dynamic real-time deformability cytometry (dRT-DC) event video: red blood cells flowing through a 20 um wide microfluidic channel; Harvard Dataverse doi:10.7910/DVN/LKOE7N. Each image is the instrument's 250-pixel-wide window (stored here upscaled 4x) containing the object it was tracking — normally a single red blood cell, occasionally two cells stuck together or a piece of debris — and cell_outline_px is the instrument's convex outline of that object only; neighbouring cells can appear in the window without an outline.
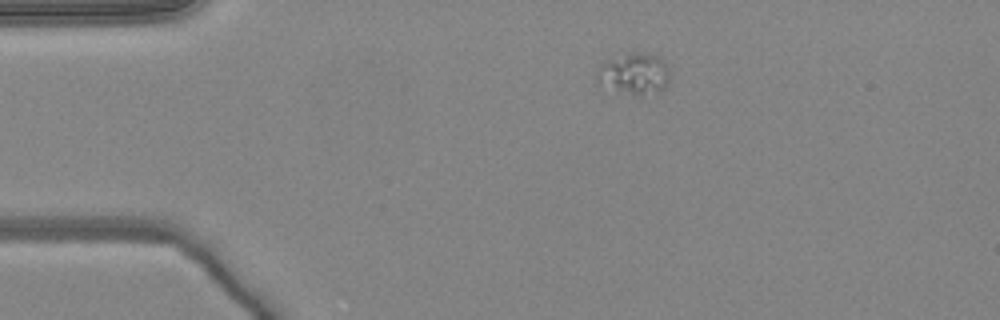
{"species": "common noctule bat (a hibernating species)", "species_latin": "Nyctalus noctula", "temperature_condition": "warm", "stored_images_in_passage": 42, "camera_frame_rate_fps": 3000, "um_per_image_px": 0.085, "animal": {"sex": "female", "body_mass_g": 24.6, "forearm_length_mm": 56.2}, "frame": {"image": 1, "passage_image": 1, "time_ms": 0.0, "image_size_px": [1000, 320], "cell_outline_px": [[668, 80], [664, 88], [660, 92], [640, 96], [636, 96], [596, 80], [596, 72], [600, 64], [608, 60], [632, 52], [640, 52], [660, 56], [668, 64]], "centroid_in_image_um": [53.97, 6.24], "position_along_channel_um": 31.0, "area_um2": 17.28}}
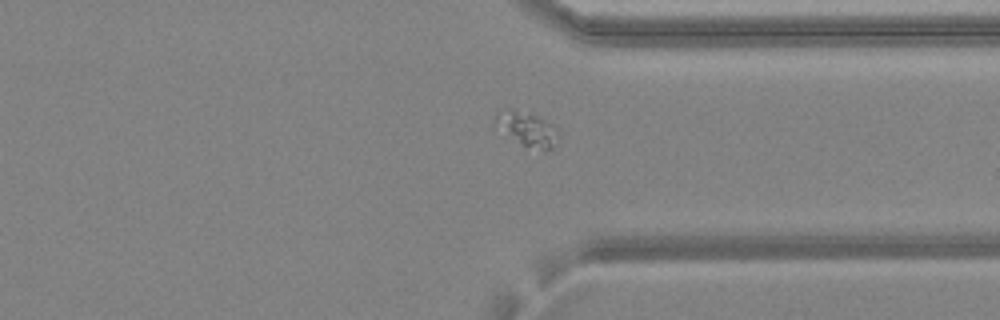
{"frame": {"image": 2, "passage_image": 30, "time_ms": 9.667, "image_size_px": [1000, 320], "cell_outline_px": [[560, 132], [552, 148], [548, 152], [544, 152], [524, 148], [492, 124], [492, 120], [496, 112], [508, 108], [512, 108], [536, 116], [552, 124]], "centroid_in_image_um": [44.75, 11.0], "position_along_channel_um": 366.6, "area_um2": 13.24}}
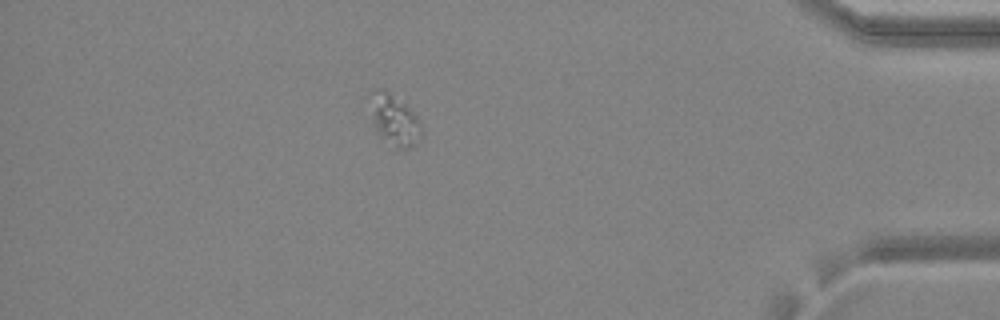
{"frame": {"image": 3, "passage_image": 36, "time_ms": 11.667, "image_size_px": [1000, 320], "cell_outline_px": [[420, 140], [408, 148], [396, 148], [380, 136], [376, 132], [372, 120], [372, 116], [376, 92], [380, 88], [388, 92], [404, 104], [420, 120]], "centroid_in_image_um": [33.58, 10.29], "position_along_channel_um": 401.6, "area_um2": 14.16}}